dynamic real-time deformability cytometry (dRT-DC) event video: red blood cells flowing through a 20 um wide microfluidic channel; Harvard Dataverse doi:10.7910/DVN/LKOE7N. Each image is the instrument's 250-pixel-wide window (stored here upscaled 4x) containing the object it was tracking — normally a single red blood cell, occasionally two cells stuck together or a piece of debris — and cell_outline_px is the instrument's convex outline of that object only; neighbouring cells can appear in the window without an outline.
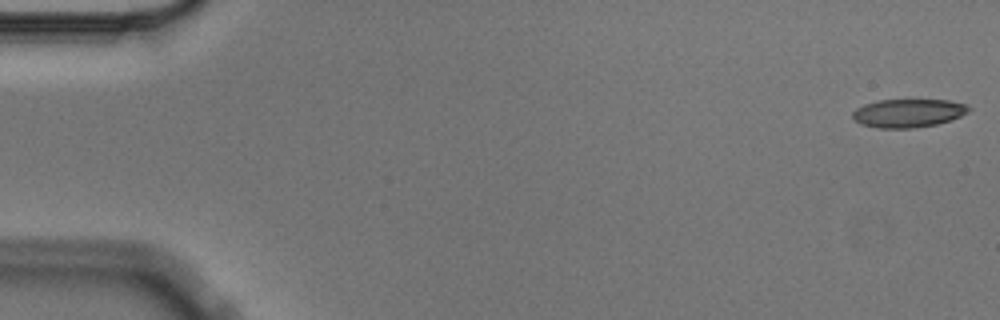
{"species": "Egyptian fruit bat (a non-hibernating species)", "species_latin": "Rousettus aegyptiacus", "temperature_condition": "cold", "stored_images_in_passage": 4, "camera_frame_rate_fps": 3000, "um_per_image_px": 0.085, "animal": {"sex": "male"}, "frame": {"image": 1, "passage_image": 1, "time_ms": 0.0, "image_size_px": [1000, 320], "cell_outline_px": [[972, 108], [968, 112], [960, 116], [936, 124], [912, 128], [880, 128], [860, 124], [852, 116], [852, 112], [856, 108], [864, 104], [880, 100], [948, 100], [964, 104]], "centroid_in_image_um": [77.18, 9.61], "position_along_channel_um": 7.8, "area_um2": 19.02}}
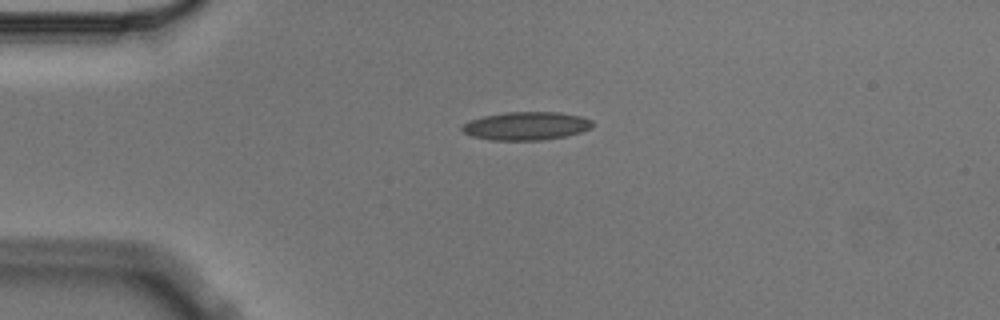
{"frame": {"image": 2, "passage_image": 4, "time_ms": 1.0, "image_size_px": [1000, 320], "cell_outline_px": [[592, 124], [588, 128], [580, 132], [564, 136], [544, 140], [492, 140], [472, 136], [464, 132], [460, 128], [468, 120], [484, 116], [504, 112], [560, 112], [580, 116], [592, 120]], "centroid_in_image_um": [44.69, 10.7], "position_along_channel_um": 40.3, "area_um2": 21.33}}